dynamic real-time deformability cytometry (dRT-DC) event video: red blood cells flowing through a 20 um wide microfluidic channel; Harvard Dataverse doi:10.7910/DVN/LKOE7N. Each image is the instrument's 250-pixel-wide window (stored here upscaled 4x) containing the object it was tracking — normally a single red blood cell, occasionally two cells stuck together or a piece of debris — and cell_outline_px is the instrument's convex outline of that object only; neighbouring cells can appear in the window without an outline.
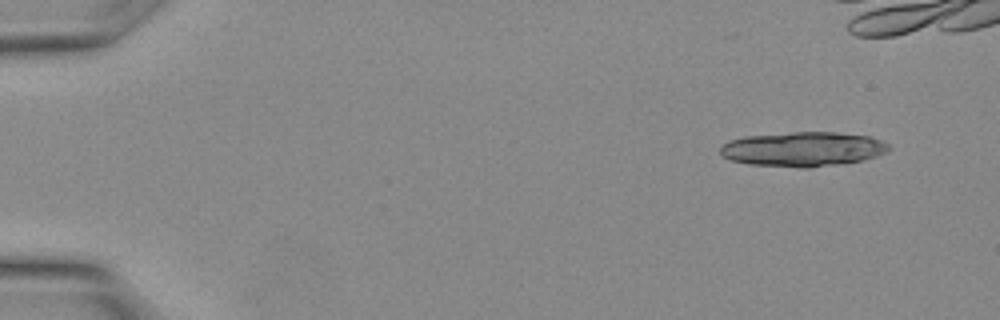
{"species": "Egyptian fruit bat (a non-hibernating species)", "species_latin": "Rousettus aegyptiacus", "temperature_condition": "warm", "stored_images_in_passage": 13, "camera_frame_rate_fps": 3000, "um_per_image_px": 0.085, "animal": {"sex": "female"}, "frame": {"image": 1, "passage_image": 1, "time_ms": 0.0, "image_size_px": [1000, 320], "cell_outline_px": [[892, 148], [888, 152], [864, 160], [812, 168], [800, 168], [748, 164], [732, 160], [724, 156], [720, 152], [720, 148], [728, 140], [744, 136], [792, 132], [836, 132], [868, 136], [880, 140], [888, 144]], "centroid_in_image_um": [68.27, 12.68], "position_along_channel_um": 16.7, "area_um2": 34.16}}